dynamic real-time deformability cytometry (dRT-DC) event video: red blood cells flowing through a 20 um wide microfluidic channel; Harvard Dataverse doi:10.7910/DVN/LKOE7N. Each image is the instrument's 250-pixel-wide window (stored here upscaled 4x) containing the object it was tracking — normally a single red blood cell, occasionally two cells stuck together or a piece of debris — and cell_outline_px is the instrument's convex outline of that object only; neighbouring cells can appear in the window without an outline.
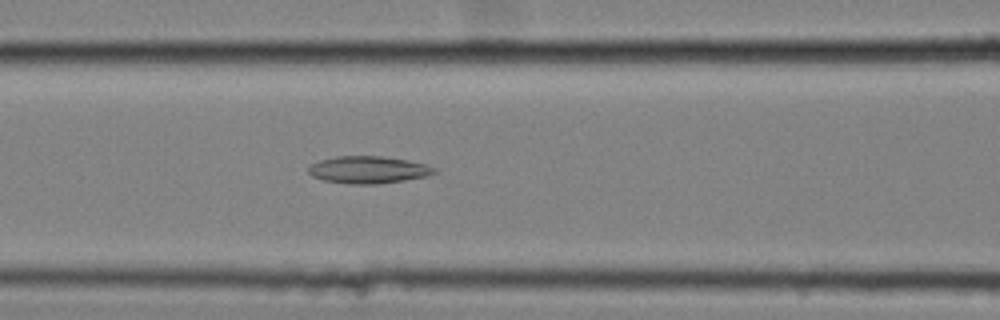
{"species": "common noctule bat (a hibernating species)", "species_latin": "Nyctalus noctula", "temperature_condition": "cold", "stored_images_in_passage": 50, "camera_frame_rate_fps": 3000, "um_per_image_px": 0.085, "animal": {"sex": "female", "body_mass_g": 25.1}, "frame": {"image": 1, "passage_image": 22, "time_ms": 7.0, "image_size_px": [1000, 320], "cell_outline_px": [[436, 172], [428, 176], [380, 184], [352, 184], [324, 180], [312, 176], [308, 172], [308, 168], [312, 164], [320, 160], [336, 156], [380, 156], [408, 160], [428, 164], [436, 168]], "centroid_in_image_um": [31.34, 14.43], "position_along_channel_um": 135.3, "area_um2": 20.0}}
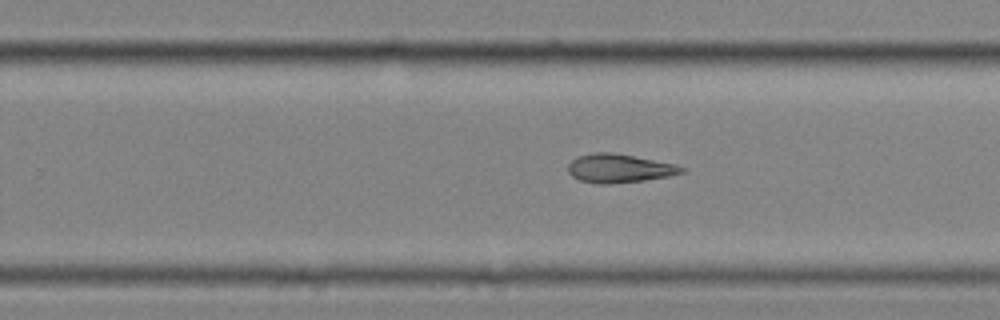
{"frame": {"image": 2, "passage_image": 34, "time_ms": 11.0, "image_size_px": [1000, 320], "cell_outline_px": [[684, 172], [668, 176], [644, 180], [608, 184], [596, 184], [580, 180], [572, 176], [568, 172], [568, 164], [576, 156], [596, 152], [612, 152], [676, 164], [684, 168]], "centroid_in_image_um": [52.6, 14.3], "position_along_channel_um": 277.2, "area_um2": 18.9}}
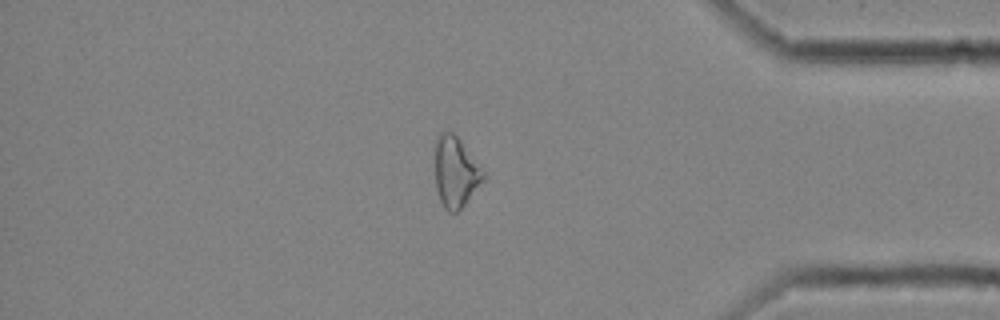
{"frame": {"image": 3, "passage_image": 46, "time_ms": 15.0, "image_size_px": [1000, 320], "cell_outline_px": [[484, 180], [464, 204], [456, 212], [448, 212], [444, 208], [440, 200], [436, 188], [432, 144], [440, 132], [452, 132], [460, 140], [484, 172]], "centroid_in_image_um": [38.65, 14.58], "position_along_channel_um": 396.6, "area_um2": 20.06}}